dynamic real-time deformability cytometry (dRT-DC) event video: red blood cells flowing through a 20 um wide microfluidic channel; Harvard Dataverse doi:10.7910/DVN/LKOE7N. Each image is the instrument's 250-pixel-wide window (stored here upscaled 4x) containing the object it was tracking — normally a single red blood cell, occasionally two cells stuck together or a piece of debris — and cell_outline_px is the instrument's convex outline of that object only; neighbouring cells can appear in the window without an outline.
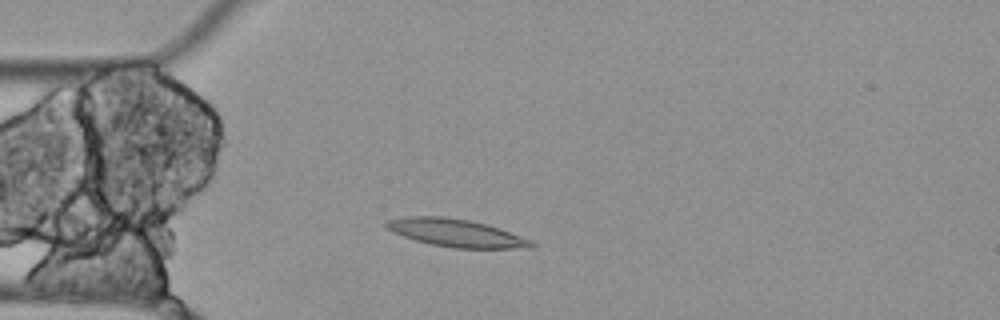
{"species": "Egyptian fruit bat (a non-hibernating species)", "species_latin": "Rousettus aegyptiacus", "temperature_condition": "cold", "stored_images_in_passage": 3, "camera_frame_rate_fps": 3000, "um_per_image_px": 0.085, "animal": {"sex": "female"}, "frame": {"image": 1, "passage_image": 3, "time_ms": 0.667, "image_size_px": [1000, 320], "cell_outline_px": [[536, 244], [532, 248], [452, 248], [432, 244], [416, 240], [392, 232], [384, 228], [384, 224], [388, 220], [408, 216], [444, 216], [468, 220], [488, 224], [500, 228], [532, 240]], "centroid_in_image_um": [38.78, 19.79], "position_along_channel_um": 46.2, "area_um2": 23.52}}